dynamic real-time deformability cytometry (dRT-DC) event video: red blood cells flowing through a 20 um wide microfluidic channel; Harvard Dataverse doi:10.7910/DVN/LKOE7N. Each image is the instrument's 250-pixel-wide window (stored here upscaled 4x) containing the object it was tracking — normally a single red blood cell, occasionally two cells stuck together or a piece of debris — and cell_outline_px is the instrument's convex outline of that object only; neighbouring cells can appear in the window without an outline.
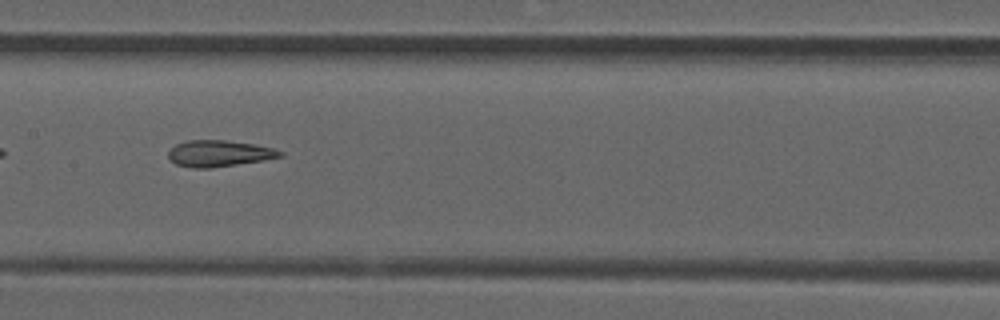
{"species": "common noctule bat (a hibernating species)", "species_latin": "Nyctalus noctula", "temperature_condition": "room temperature", "stored_images_in_passage": 37, "camera_frame_rate_fps": 3000, "um_per_image_px": 0.085, "animal": {"sex": "male", "forearm_length_mm": 52.5}, "frame": {"image": 1, "passage_image": 11, "time_ms": 3.333, "image_size_px": [1000, 320], "cell_outline_px": [[284, 156], [264, 160], [212, 168], [192, 168], [176, 164], [168, 156], [168, 152], [176, 144], [188, 140], [224, 140], [256, 144], [272, 148], [284, 152]], "centroid_in_image_um": [18.65, 13.04], "position_along_channel_um": 188.8, "area_um2": 17.17}, "authors_computed_cell_mechanics": {"area_um2": 17.1088, "velocity_mm_per_s": 3.882, "shape_relaxation_time_tau1_ms": null, "shape_relaxation_time_tau2_ms": 3.9154, "deformation_change_tau1": null, "deformation_change_tau2": 0.1514}}